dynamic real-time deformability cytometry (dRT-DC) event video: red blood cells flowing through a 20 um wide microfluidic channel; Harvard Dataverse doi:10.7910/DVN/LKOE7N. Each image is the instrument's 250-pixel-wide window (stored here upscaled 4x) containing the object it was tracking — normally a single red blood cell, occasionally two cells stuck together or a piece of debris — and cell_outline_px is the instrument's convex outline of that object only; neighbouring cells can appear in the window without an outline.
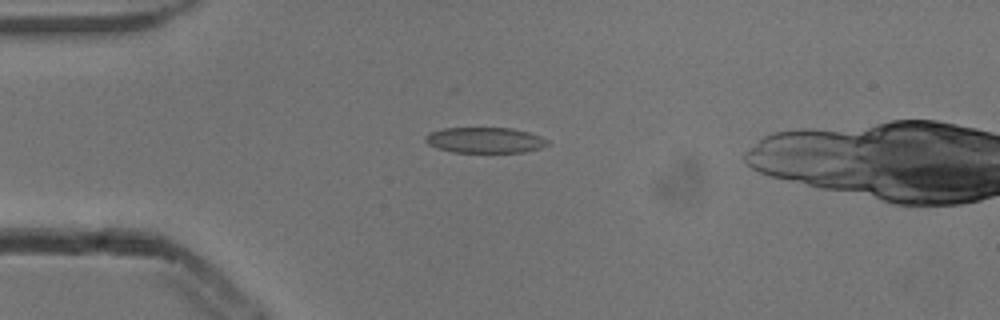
{"species": "common noctule bat (a hibernating species)", "species_latin": "Nyctalus noctula", "temperature_condition": "cold", "stored_images_in_passage": 6, "camera_frame_rate_fps": 3000, "um_per_image_px": 0.085, "animal": {"sex": "male", "body_mass_g": 13.3}, "frame": {"image": 1, "passage_image": 3, "time_ms": 0.667, "image_size_px": [1000, 320], "cell_outline_px": [[548, 144], [540, 148], [524, 152], [452, 152], [436, 148], [428, 144], [424, 140], [424, 136], [428, 132], [444, 128], [512, 128], [528, 132], [540, 136], [548, 140]], "centroid_in_image_um": [41.17, 11.91], "position_along_channel_um": 43.8, "area_um2": 18.32}}
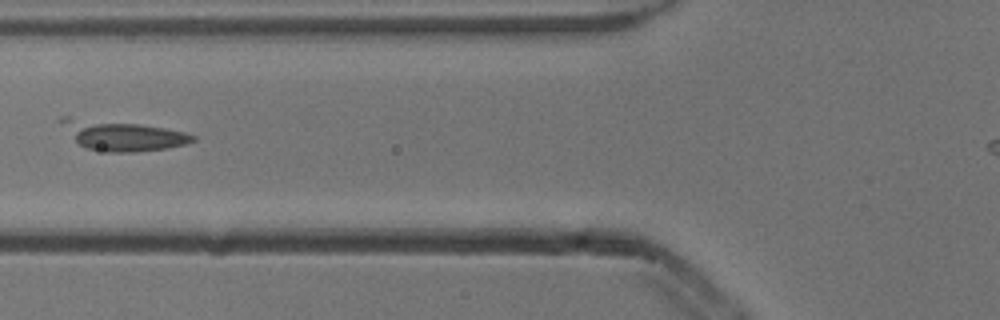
{"frame": {"image": 2, "passage_image": 5, "time_ms": 1.333, "image_size_px": [1000, 320], "cell_outline_px": [[196, 140], [188, 144], [168, 148], [136, 152], [108, 152], [88, 148], [80, 144], [76, 140], [76, 128], [96, 124], [140, 124], [164, 128], [184, 132], [196, 136]], "centroid_in_image_um": [11.09, 11.71], "position_along_channel_um": 114.7, "area_um2": 19.07}}
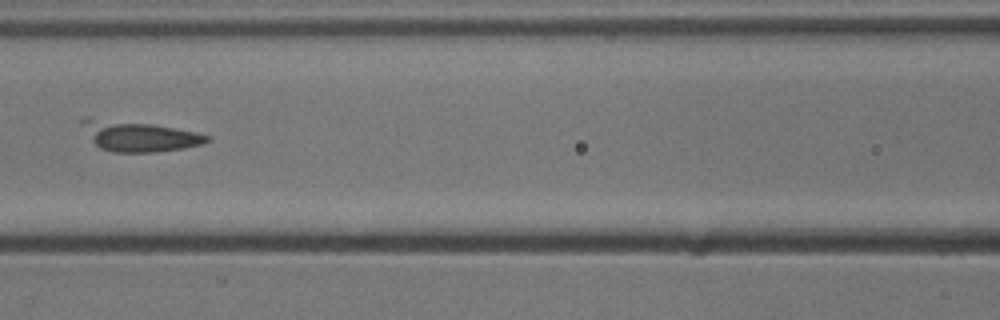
{"frame": {"image": 3, "passage_image": 6, "time_ms": 1.667, "image_size_px": [1000, 320], "cell_outline_px": [[212, 140], [204, 144], [184, 148], [152, 152], [112, 152], [100, 148], [92, 140], [80, 120], [84, 116], [92, 116], [152, 124], [196, 132], [212, 136]], "centroid_in_image_um": [11.82, 11.55], "position_along_channel_um": 154.8, "area_um2": 22.2}}